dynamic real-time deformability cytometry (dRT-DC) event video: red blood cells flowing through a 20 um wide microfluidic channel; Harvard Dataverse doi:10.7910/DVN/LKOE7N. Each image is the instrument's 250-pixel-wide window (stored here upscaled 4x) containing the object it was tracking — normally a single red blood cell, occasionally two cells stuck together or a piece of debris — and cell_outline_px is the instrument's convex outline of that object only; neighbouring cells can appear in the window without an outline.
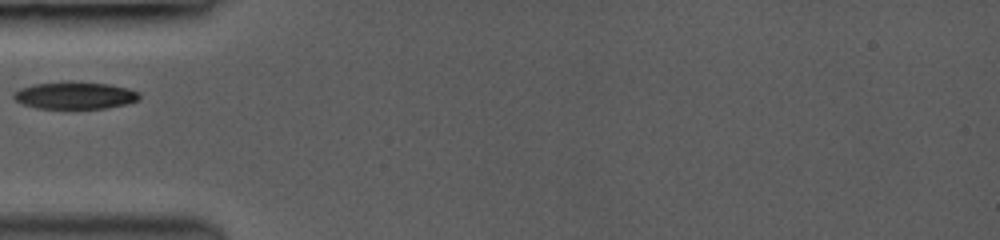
{"species": "common noctule bat (a hibernating species)", "species_latin": "Nyctalus noctula", "temperature_condition": "room temperature", "stored_images_in_passage": 6, "camera_frame_rate_fps": 3000, "um_per_image_px": 0.085, "animal": {"sex": "female", "body_mass_g": 19.0, "forearm_length_mm": 53.3}, "frame": {"image": 1, "passage_image": 1, "time_ms": 0.0, "image_size_px": [1000, 240], "cell_outline_px": [[140, 100], [124, 104], [104, 108], [36, 108], [24, 104], [16, 100], [12, 96], [12, 92], [20, 88], [32, 84], [64, 80], [72, 80], [108, 84], [128, 88], [140, 92]], "centroid_in_image_um": [6.35, 8.08], "position_along_channel_um": 78.7, "area_um2": 20.29}}
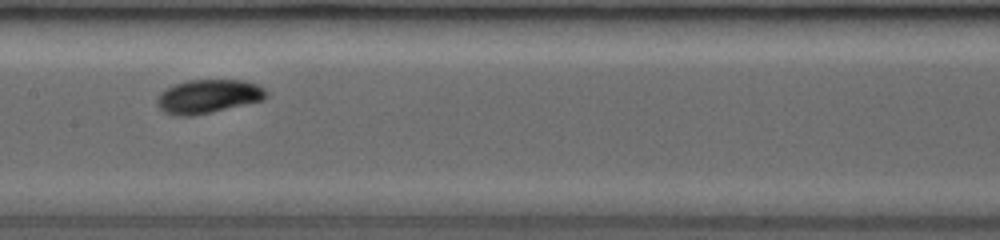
{"frame": {"image": 2, "passage_image": 4, "time_ms": 2.667, "image_size_px": [1000, 240], "cell_outline_px": [[268, 96], [264, 100], [192, 116], [172, 116], [164, 112], [156, 104], [156, 100], [160, 92], [164, 88], [188, 80], [244, 80], [256, 84], [264, 88], [268, 92]], "centroid_in_image_um": [17.68, 8.19], "position_along_channel_um": 189.7, "area_um2": 21.62}}
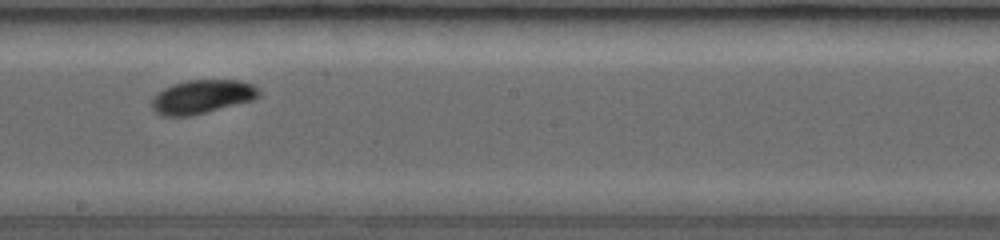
{"frame": {"image": 3, "passage_image": 5, "time_ms": 3.667, "image_size_px": [1000, 240], "cell_outline_px": [[260, 96], [252, 100], [188, 116], [160, 116], [152, 108], [152, 100], [164, 88], [172, 84], [188, 80], [240, 80], [252, 84], [260, 88]], "centroid_in_image_um": [17.2, 8.21], "position_along_channel_um": 231.0, "area_um2": 20.81}}